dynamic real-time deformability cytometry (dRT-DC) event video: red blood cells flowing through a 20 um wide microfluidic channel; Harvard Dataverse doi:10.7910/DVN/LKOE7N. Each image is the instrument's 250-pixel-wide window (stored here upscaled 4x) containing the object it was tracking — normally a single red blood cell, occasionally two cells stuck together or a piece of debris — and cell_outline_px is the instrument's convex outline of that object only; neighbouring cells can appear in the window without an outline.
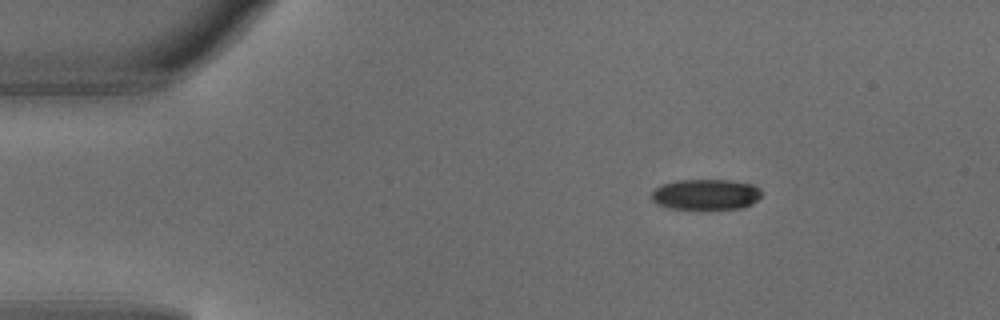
{"species": "common noctule bat (a hibernating species)", "species_latin": "Nyctalus noctula", "temperature_condition": "warm", "stored_images_in_passage": 2, "camera_frame_rate_fps": 3000, "um_per_image_px": 0.085, "animal": {"sex": "male", "body_mass_g": 18.8}, "frame": {"image": 1, "passage_image": 1, "time_ms": 0.0, "image_size_px": [1000, 320], "cell_outline_px": [[760, 196], [752, 204], [740, 208], [668, 208], [656, 204], [652, 200], [652, 192], [656, 188], [664, 184], [676, 180], [732, 180], [752, 184], [760, 188]], "centroid_in_image_um": [59.99, 16.51], "position_along_channel_um": 25.0, "area_um2": 19.42}}